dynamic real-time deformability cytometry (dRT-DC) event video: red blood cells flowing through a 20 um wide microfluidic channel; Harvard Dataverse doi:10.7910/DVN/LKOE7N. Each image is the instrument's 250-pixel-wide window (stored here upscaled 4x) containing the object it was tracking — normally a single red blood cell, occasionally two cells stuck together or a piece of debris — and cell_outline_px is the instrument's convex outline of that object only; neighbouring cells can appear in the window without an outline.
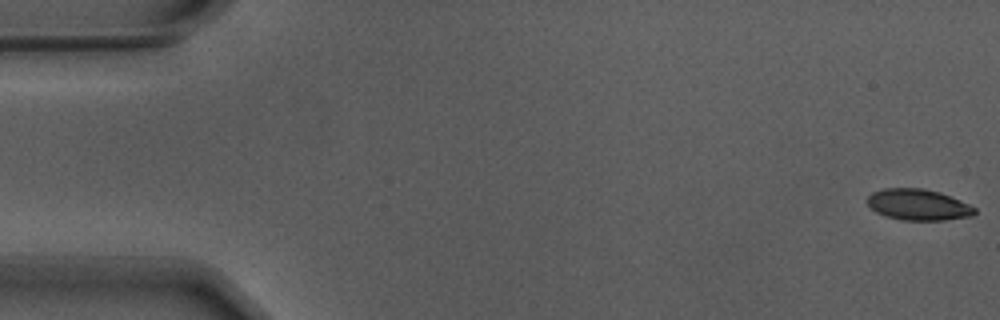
{"species": "Egyptian fruit bat (a non-hibernating species)", "species_latin": "Rousettus aegyptiacus", "temperature_condition": "warm", "stored_images_in_passage": 57, "camera_frame_rate_fps": 3000, "um_per_image_px": 0.085, "animal": {"sex": "male"}, "frame": {"image": 1, "passage_image": 1, "time_ms": 0.0, "image_size_px": [1000, 320], "cell_outline_px": [[976, 212], [972, 216], [944, 220], [904, 220], [888, 216], [876, 212], [864, 200], [872, 192], [884, 188], [924, 188], [940, 192], [960, 200], [976, 208]], "centroid_in_image_um": [78.04, 17.39], "position_along_channel_um": 7.0, "area_um2": 19.48}}
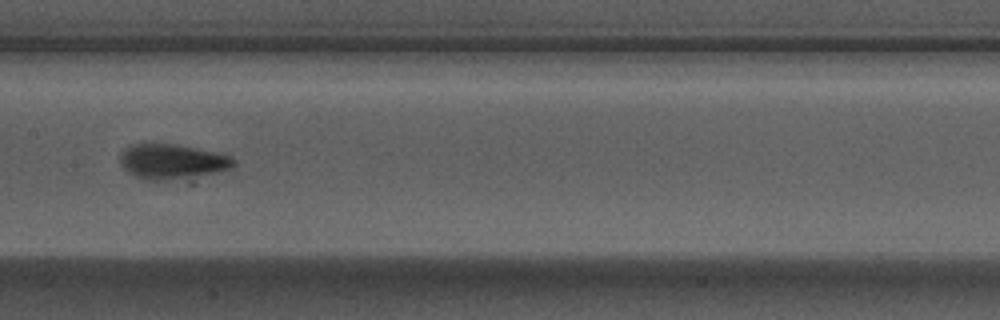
{"frame": {"image": 2, "passage_image": 28, "time_ms": 9.0, "image_size_px": [1000, 320], "cell_outline_px": [[236, 164], [228, 168], [188, 184], [144, 180], [128, 172], [120, 164], [120, 152], [124, 148], [132, 144], [144, 140], [176, 144], [216, 152], [228, 156], [236, 160]], "centroid_in_image_um": [14.62, 13.78], "position_along_channel_um": 192.8, "area_um2": 25.2}}
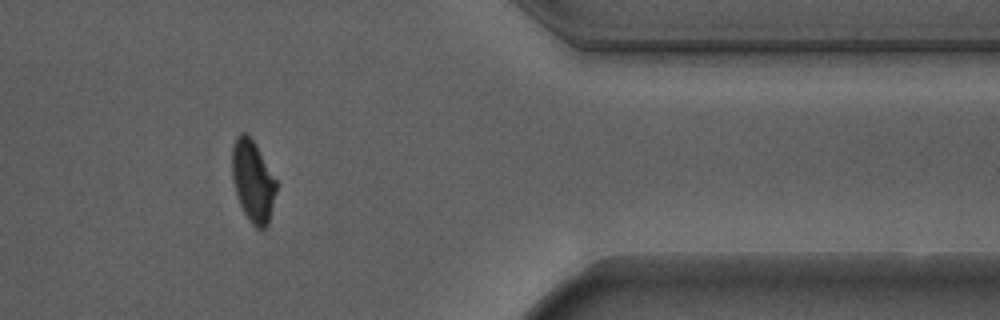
{"frame": {"image": 3, "passage_image": 46, "time_ms": 15.0, "image_size_px": [1000, 320], "cell_outline_px": [[276, 192], [268, 224], [264, 228], [256, 228], [248, 220], [240, 204], [232, 180], [232, 148], [236, 136], [240, 132], [248, 132], [276, 180]], "centroid_in_image_um": [21.47, 15.37], "position_along_channel_um": 389.9, "area_um2": 20.87}, "authors_computed_cell_mechanics": {"area_um2": 21.097, "velocity_mm_per_s": 3.698, "shape_relaxation_time_tau1_ms": 3.1132, "shape_relaxation_time_tau2_ms": 1.2119, "deformation_change_tau1": 0.1429, "deformation_change_tau2": 0.0524}}